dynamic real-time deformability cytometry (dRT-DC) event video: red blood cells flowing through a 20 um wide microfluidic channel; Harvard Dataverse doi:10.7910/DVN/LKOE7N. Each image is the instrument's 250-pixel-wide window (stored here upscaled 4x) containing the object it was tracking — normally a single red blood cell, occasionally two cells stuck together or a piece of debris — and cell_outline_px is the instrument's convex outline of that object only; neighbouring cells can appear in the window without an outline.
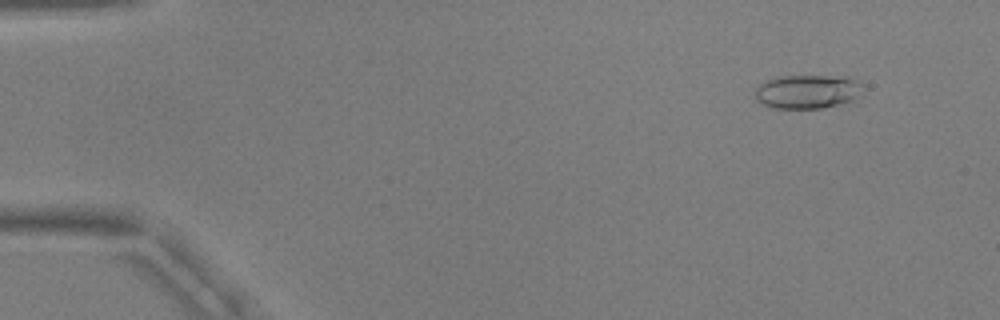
{"species": "common noctule bat (a hibernating species)", "species_latin": "Nyctalus noctula", "temperature_condition": "warm", "stored_images_in_passage": 54, "camera_frame_rate_fps": 3000, "um_per_image_px": 0.085, "animal": {"sex": "male", "body_mass_g": 17.9, "forearm_length_mm": 54.2}, "frame": {"image": 1, "passage_image": 5, "time_ms": 1.333, "image_size_px": [1000, 320], "cell_outline_px": [[864, 84], [860, 96], [852, 100], [840, 104], [820, 108], [772, 108], [760, 104], [756, 100], [756, 88], [764, 80], [780, 76], [848, 76]], "centroid_in_image_um": [68.64, 7.78], "position_along_channel_um": 16.4, "area_um2": 21.56}}
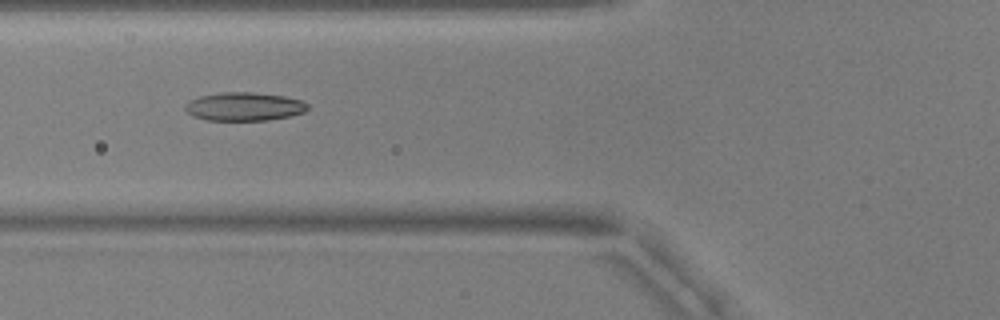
{"frame": {"image": 2, "passage_image": 21, "time_ms": 6.667, "image_size_px": [1000, 320], "cell_outline_px": [[308, 108], [304, 112], [288, 116], [268, 120], [208, 120], [192, 116], [184, 108], [184, 104], [188, 100], [200, 96], [224, 92], [256, 92], [284, 96], [304, 100], [308, 104]], "centroid_in_image_um": [20.75, 9.05], "position_along_channel_um": 105.0, "area_um2": 20.4}}
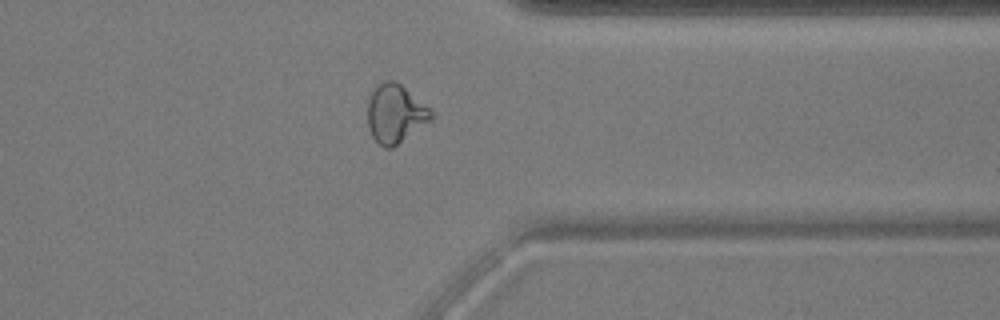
{"frame": {"image": 3, "passage_image": 43, "time_ms": 14.0, "image_size_px": [1000, 320], "cell_outline_px": [[432, 120], [392, 148], [384, 148], [372, 136], [368, 128], [368, 100], [376, 84], [384, 80], [392, 80], [400, 84], [432, 108]], "centroid_in_image_um": [33.61, 9.65], "position_along_channel_um": 377.8, "area_um2": 21.79}, "authors_computed_cell_mechanics": {"area_um2": 20.3745, "velocity_mm_per_s": 3.761, "shape_relaxation_time_tau1_ms": 6.4797, "shape_relaxation_time_tau2_ms": 1.7861, "deformation_change_tau1": 0.1956, "deformation_change_tau2": 0.0835}}